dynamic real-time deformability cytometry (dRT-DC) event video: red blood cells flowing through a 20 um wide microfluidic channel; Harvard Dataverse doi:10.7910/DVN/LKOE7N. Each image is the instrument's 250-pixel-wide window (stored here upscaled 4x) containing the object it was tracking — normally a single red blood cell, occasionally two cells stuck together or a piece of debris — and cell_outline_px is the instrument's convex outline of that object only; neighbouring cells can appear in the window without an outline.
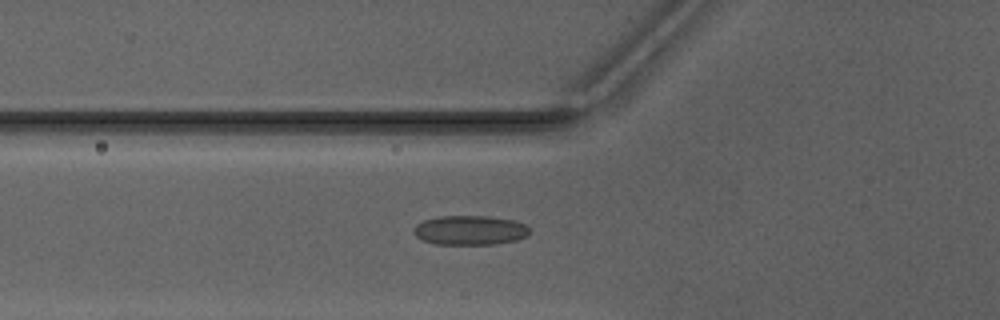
{"species": "Egyptian fruit bat (a non-hibernating species)", "species_latin": "Rousettus aegyptiacus", "temperature_condition": "warm", "stored_images_in_passage": 48, "camera_frame_rate_fps": 3000, "um_per_image_px": 0.085, "animal": {"sex": "male"}, "frame": {"image": 1, "passage_image": 17, "time_ms": 5.333, "image_size_px": [1000, 320], "cell_outline_px": [[528, 232], [524, 236], [516, 240], [496, 244], [436, 244], [424, 240], [416, 236], [412, 232], [412, 228], [416, 224], [424, 220], [440, 216], [488, 216], [512, 220], [524, 224], [528, 228]], "centroid_in_image_um": [39.89, 19.56], "position_along_channel_um": 85.9, "area_um2": 19.71}}
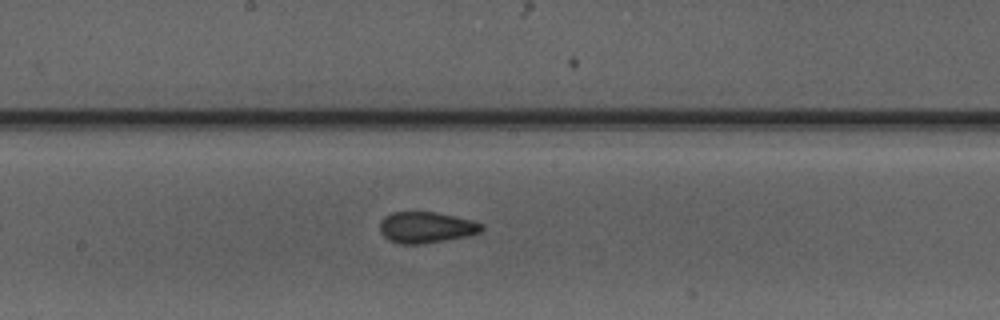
{"frame": {"image": 2, "passage_image": 26, "time_ms": 8.333, "image_size_px": [1000, 320], "cell_outline_px": [[484, 228], [480, 232], [468, 236], [420, 244], [400, 244], [388, 240], [380, 232], [380, 220], [384, 216], [392, 212], [436, 212], [472, 220], [484, 224]], "centroid_in_image_um": [36.21, 19.32], "position_along_channel_um": 212.0, "area_um2": 18.55}}
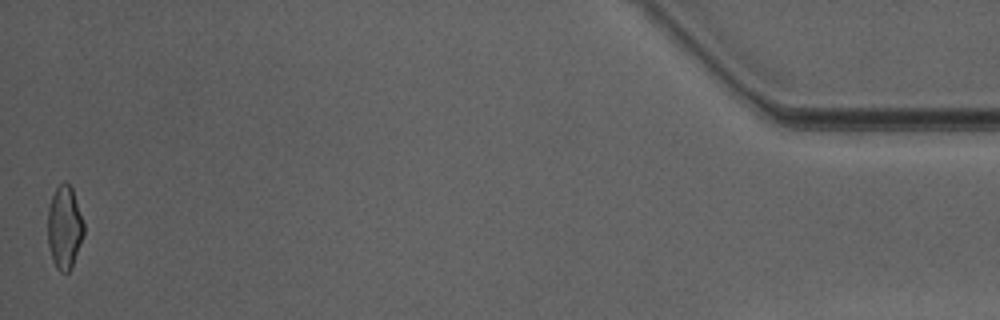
{"frame": {"image": 3, "passage_image": 48, "time_ms": 15.667, "image_size_px": [1000, 320], "cell_outline_px": [[84, 236], [72, 264], [68, 272], [60, 272], [56, 268], [52, 260], [48, 244], [48, 208], [52, 196], [56, 188], [64, 180], [72, 188], [84, 224]], "centroid_in_image_um": [5.47, 19.33], "position_along_channel_um": 429.7, "area_um2": 17.34}, "authors_computed_cell_mechanics": {"area_um2": 18.5538, "velocity_mm_per_s": 4.1812, "shape_relaxation_time_tau1_ms": null, "shape_relaxation_time_tau2_ms": 1.342, "deformation_change_tau1": null, "deformation_change_tau2": 0.0863}}